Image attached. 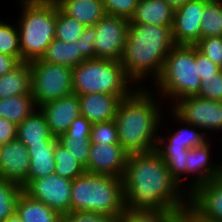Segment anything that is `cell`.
Returning a JSON list of instances; mask_svg holds the SVG:
<instances>
[{
	"instance_id": "12",
	"label": "cell",
	"mask_w": 222,
	"mask_h": 222,
	"mask_svg": "<svg viewBox=\"0 0 222 222\" xmlns=\"http://www.w3.org/2000/svg\"><path fill=\"white\" fill-rule=\"evenodd\" d=\"M188 212L198 222H222V173L188 194Z\"/></svg>"
},
{
	"instance_id": "47",
	"label": "cell",
	"mask_w": 222,
	"mask_h": 222,
	"mask_svg": "<svg viewBox=\"0 0 222 222\" xmlns=\"http://www.w3.org/2000/svg\"><path fill=\"white\" fill-rule=\"evenodd\" d=\"M174 10L182 7L188 0H165Z\"/></svg>"
},
{
	"instance_id": "4",
	"label": "cell",
	"mask_w": 222,
	"mask_h": 222,
	"mask_svg": "<svg viewBox=\"0 0 222 222\" xmlns=\"http://www.w3.org/2000/svg\"><path fill=\"white\" fill-rule=\"evenodd\" d=\"M98 212L117 220L125 211L122 178L84 172L72 182L71 212Z\"/></svg>"
},
{
	"instance_id": "7",
	"label": "cell",
	"mask_w": 222,
	"mask_h": 222,
	"mask_svg": "<svg viewBox=\"0 0 222 222\" xmlns=\"http://www.w3.org/2000/svg\"><path fill=\"white\" fill-rule=\"evenodd\" d=\"M73 93L129 95L136 85L126 76L120 61L89 59L73 67Z\"/></svg>"
},
{
	"instance_id": "27",
	"label": "cell",
	"mask_w": 222,
	"mask_h": 222,
	"mask_svg": "<svg viewBox=\"0 0 222 222\" xmlns=\"http://www.w3.org/2000/svg\"><path fill=\"white\" fill-rule=\"evenodd\" d=\"M41 60L73 68L86 59L80 51L79 39L71 43L54 39L46 48Z\"/></svg>"
},
{
	"instance_id": "19",
	"label": "cell",
	"mask_w": 222,
	"mask_h": 222,
	"mask_svg": "<svg viewBox=\"0 0 222 222\" xmlns=\"http://www.w3.org/2000/svg\"><path fill=\"white\" fill-rule=\"evenodd\" d=\"M175 10L165 0H138L130 23L173 26Z\"/></svg>"
},
{
	"instance_id": "35",
	"label": "cell",
	"mask_w": 222,
	"mask_h": 222,
	"mask_svg": "<svg viewBox=\"0 0 222 222\" xmlns=\"http://www.w3.org/2000/svg\"><path fill=\"white\" fill-rule=\"evenodd\" d=\"M57 139L86 170L91 147L90 137L67 136L64 133Z\"/></svg>"
},
{
	"instance_id": "30",
	"label": "cell",
	"mask_w": 222,
	"mask_h": 222,
	"mask_svg": "<svg viewBox=\"0 0 222 222\" xmlns=\"http://www.w3.org/2000/svg\"><path fill=\"white\" fill-rule=\"evenodd\" d=\"M222 36V0H210L201 21V38Z\"/></svg>"
},
{
	"instance_id": "33",
	"label": "cell",
	"mask_w": 222,
	"mask_h": 222,
	"mask_svg": "<svg viewBox=\"0 0 222 222\" xmlns=\"http://www.w3.org/2000/svg\"><path fill=\"white\" fill-rule=\"evenodd\" d=\"M0 19V53L15 57L21 62L19 30L15 25Z\"/></svg>"
},
{
	"instance_id": "24",
	"label": "cell",
	"mask_w": 222,
	"mask_h": 222,
	"mask_svg": "<svg viewBox=\"0 0 222 222\" xmlns=\"http://www.w3.org/2000/svg\"><path fill=\"white\" fill-rule=\"evenodd\" d=\"M16 212L23 222H59L62 215L26 194L23 190L19 195Z\"/></svg>"
},
{
	"instance_id": "32",
	"label": "cell",
	"mask_w": 222,
	"mask_h": 222,
	"mask_svg": "<svg viewBox=\"0 0 222 222\" xmlns=\"http://www.w3.org/2000/svg\"><path fill=\"white\" fill-rule=\"evenodd\" d=\"M23 188L14 181L0 178V222L16 212V205Z\"/></svg>"
},
{
	"instance_id": "9",
	"label": "cell",
	"mask_w": 222,
	"mask_h": 222,
	"mask_svg": "<svg viewBox=\"0 0 222 222\" xmlns=\"http://www.w3.org/2000/svg\"><path fill=\"white\" fill-rule=\"evenodd\" d=\"M170 102V113L173 112L182 122L196 126L206 134L222 131V101L188 96Z\"/></svg>"
},
{
	"instance_id": "3",
	"label": "cell",
	"mask_w": 222,
	"mask_h": 222,
	"mask_svg": "<svg viewBox=\"0 0 222 222\" xmlns=\"http://www.w3.org/2000/svg\"><path fill=\"white\" fill-rule=\"evenodd\" d=\"M174 46L172 26L130 23L120 59L126 76L136 87L146 86L141 82L147 77L155 82Z\"/></svg>"
},
{
	"instance_id": "13",
	"label": "cell",
	"mask_w": 222,
	"mask_h": 222,
	"mask_svg": "<svg viewBox=\"0 0 222 222\" xmlns=\"http://www.w3.org/2000/svg\"><path fill=\"white\" fill-rule=\"evenodd\" d=\"M210 0H188L175 10L172 37L175 45H195L201 39V21Z\"/></svg>"
},
{
	"instance_id": "20",
	"label": "cell",
	"mask_w": 222,
	"mask_h": 222,
	"mask_svg": "<svg viewBox=\"0 0 222 222\" xmlns=\"http://www.w3.org/2000/svg\"><path fill=\"white\" fill-rule=\"evenodd\" d=\"M16 138L26 147L28 145L51 144L56 139L51 134L45 115L39 108L17 126Z\"/></svg>"
},
{
	"instance_id": "50",
	"label": "cell",
	"mask_w": 222,
	"mask_h": 222,
	"mask_svg": "<svg viewBox=\"0 0 222 222\" xmlns=\"http://www.w3.org/2000/svg\"><path fill=\"white\" fill-rule=\"evenodd\" d=\"M219 70L222 72V60L221 63L219 64Z\"/></svg>"
},
{
	"instance_id": "42",
	"label": "cell",
	"mask_w": 222,
	"mask_h": 222,
	"mask_svg": "<svg viewBox=\"0 0 222 222\" xmlns=\"http://www.w3.org/2000/svg\"><path fill=\"white\" fill-rule=\"evenodd\" d=\"M196 65H198L199 76L201 80H209L215 77L219 71V66L213 63L209 58L199 52L196 48Z\"/></svg>"
},
{
	"instance_id": "23",
	"label": "cell",
	"mask_w": 222,
	"mask_h": 222,
	"mask_svg": "<svg viewBox=\"0 0 222 222\" xmlns=\"http://www.w3.org/2000/svg\"><path fill=\"white\" fill-rule=\"evenodd\" d=\"M16 95H31L29 62H20L11 71L0 76V99Z\"/></svg>"
},
{
	"instance_id": "37",
	"label": "cell",
	"mask_w": 222,
	"mask_h": 222,
	"mask_svg": "<svg viewBox=\"0 0 222 222\" xmlns=\"http://www.w3.org/2000/svg\"><path fill=\"white\" fill-rule=\"evenodd\" d=\"M194 46L219 66L222 60V36L201 38Z\"/></svg>"
},
{
	"instance_id": "22",
	"label": "cell",
	"mask_w": 222,
	"mask_h": 222,
	"mask_svg": "<svg viewBox=\"0 0 222 222\" xmlns=\"http://www.w3.org/2000/svg\"><path fill=\"white\" fill-rule=\"evenodd\" d=\"M56 138L51 144L28 145L30 169L27 179L21 184L23 188L30 180L39 179L55 172L54 149Z\"/></svg>"
},
{
	"instance_id": "43",
	"label": "cell",
	"mask_w": 222,
	"mask_h": 222,
	"mask_svg": "<svg viewBox=\"0 0 222 222\" xmlns=\"http://www.w3.org/2000/svg\"><path fill=\"white\" fill-rule=\"evenodd\" d=\"M92 123L83 116L75 118L67 129V136L90 137Z\"/></svg>"
},
{
	"instance_id": "15",
	"label": "cell",
	"mask_w": 222,
	"mask_h": 222,
	"mask_svg": "<svg viewBox=\"0 0 222 222\" xmlns=\"http://www.w3.org/2000/svg\"><path fill=\"white\" fill-rule=\"evenodd\" d=\"M30 157L27 147L13 139L0 146V178L21 185L28 177Z\"/></svg>"
},
{
	"instance_id": "34",
	"label": "cell",
	"mask_w": 222,
	"mask_h": 222,
	"mask_svg": "<svg viewBox=\"0 0 222 222\" xmlns=\"http://www.w3.org/2000/svg\"><path fill=\"white\" fill-rule=\"evenodd\" d=\"M178 214L173 210H125L118 222H171Z\"/></svg>"
},
{
	"instance_id": "5",
	"label": "cell",
	"mask_w": 222,
	"mask_h": 222,
	"mask_svg": "<svg viewBox=\"0 0 222 222\" xmlns=\"http://www.w3.org/2000/svg\"><path fill=\"white\" fill-rule=\"evenodd\" d=\"M17 27L21 62L41 59L55 39L56 3L54 0H21Z\"/></svg>"
},
{
	"instance_id": "8",
	"label": "cell",
	"mask_w": 222,
	"mask_h": 222,
	"mask_svg": "<svg viewBox=\"0 0 222 222\" xmlns=\"http://www.w3.org/2000/svg\"><path fill=\"white\" fill-rule=\"evenodd\" d=\"M31 95L37 108L73 93V68L36 59L29 62Z\"/></svg>"
},
{
	"instance_id": "6",
	"label": "cell",
	"mask_w": 222,
	"mask_h": 222,
	"mask_svg": "<svg viewBox=\"0 0 222 222\" xmlns=\"http://www.w3.org/2000/svg\"><path fill=\"white\" fill-rule=\"evenodd\" d=\"M160 98L177 101L184 97L196 96L201 86L196 47L175 45L168 53L160 76L153 83Z\"/></svg>"
},
{
	"instance_id": "39",
	"label": "cell",
	"mask_w": 222,
	"mask_h": 222,
	"mask_svg": "<svg viewBox=\"0 0 222 222\" xmlns=\"http://www.w3.org/2000/svg\"><path fill=\"white\" fill-rule=\"evenodd\" d=\"M196 96L208 100L222 101V72L219 70L215 73V77L209 80H201V86Z\"/></svg>"
},
{
	"instance_id": "21",
	"label": "cell",
	"mask_w": 222,
	"mask_h": 222,
	"mask_svg": "<svg viewBox=\"0 0 222 222\" xmlns=\"http://www.w3.org/2000/svg\"><path fill=\"white\" fill-rule=\"evenodd\" d=\"M58 8L87 26L95 25L105 15L102 0H54Z\"/></svg>"
},
{
	"instance_id": "36",
	"label": "cell",
	"mask_w": 222,
	"mask_h": 222,
	"mask_svg": "<svg viewBox=\"0 0 222 222\" xmlns=\"http://www.w3.org/2000/svg\"><path fill=\"white\" fill-rule=\"evenodd\" d=\"M90 141L96 144H119L115 120L92 124Z\"/></svg>"
},
{
	"instance_id": "26",
	"label": "cell",
	"mask_w": 222,
	"mask_h": 222,
	"mask_svg": "<svg viewBox=\"0 0 222 222\" xmlns=\"http://www.w3.org/2000/svg\"><path fill=\"white\" fill-rule=\"evenodd\" d=\"M170 115H172L171 119L174 118L173 121L175 120V122H179V124L181 123L180 125H185V127L178 128L174 133H168L167 138L159 134L157 145H178L190 149L195 146H201L209 140L210 136L208 137L203 130L182 122L173 112Z\"/></svg>"
},
{
	"instance_id": "10",
	"label": "cell",
	"mask_w": 222,
	"mask_h": 222,
	"mask_svg": "<svg viewBox=\"0 0 222 222\" xmlns=\"http://www.w3.org/2000/svg\"><path fill=\"white\" fill-rule=\"evenodd\" d=\"M72 180L51 174L43 178L30 180L23 191L30 197L66 216L71 212Z\"/></svg>"
},
{
	"instance_id": "41",
	"label": "cell",
	"mask_w": 222,
	"mask_h": 222,
	"mask_svg": "<svg viewBox=\"0 0 222 222\" xmlns=\"http://www.w3.org/2000/svg\"><path fill=\"white\" fill-rule=\"evenodd\" d=\"M65 217L70 222H118L114 216L98 212L73 211Z\"/></svg>"
},
{
	"instance_id": "14",
	"label": "cell",
	"mask_w": 222,
	"mask_h": 222,
	"mask_svg": "<svg viewBox=\"0 0 222 222\" xmlns=\"http://www.w3.org/2000/svg\"><path fill=\"white\" fill-rule=\"evenodd\" d=\"M129 153L120 144L91 143L88 173L123 178Z\"/></svg>"
},
{
	"instance_id": "2",
	"label": "cell",
	"mask_w": 222,
	"mask_h": 222,
	"mask_svg": "<svg viewBox=\"0 0 222 222\" xmlns=\"http://www.w3.org/2000/svg\"><path fill=\"white\" fill-rule=\"evenodd\" d=\"M146 88L149 87H136L127 97L120 100L116 111L114 120L119 144L129 154L154 151L158 131H161L159 127L163 122V110L160 109L164 106L163 98L161 100L157 97V101L154 91Z\"/></svg>"
},
{
	"instance_id": "45",
	"label": "cell",
	"mask_w": 222,
	"mask_h": 222,
	"mask_svg": "<svg viewBox=\"0 0 222 222\" xmlns=\"http://www.w3.org/2000/svg\"><path fill=\"white\" fill-rule=\"evenodd\" d=\"M19 63L15 57L0 53V76L11 71Z\"/></svg>"
},
{
	"instance_id": "31",
	"label": "cell",
	"mask_w": 222,
	"mask_h": 222,
	"mask_svg": "<svg viewBox=\"0 0 222 222\" xmlns=\"http://www.w3.org/2000/svg\"><path fill=\"white\" fill-rule=\"evenodd\" d=\"M85 28L80 21L64 14L56 4L55 39L66 43L76 42Z\"/></svg>"
},
{
	"instance_id": "11",
	"label": "cell",
	"mask_w": 222,
	"mask_h": 222,
	"mask_svg": "<svg viewBox=\"0 0 222 222\" xmlns=\"http://www.w3.org/2000/svg\"><path fill=\"white\" fill-rule=\"evenodd\" d=\"M129 24L126 18L106 14L94 25L97 31L93 39L96 58L120 61Z\"/></svg>"
},
{
	"instance_id": "1",
	"label": "cell",
	"mask_w": 222,
	"mask_h": 222,
	"mask_svg": "<svg viewBox=\"0 0 222 222\" xmlns=\"http://www.w3.org/2000/svg\"><path fill=\"white\" fill-rule=\"evenodd\" d=\"M122 181L125 210L188 211V193L172 178L155 150L129 154Z\"/></svg>"
},
{
	"instance_id": "16",
	"label": "cell",
	"mask_w": 222,
	"mask_h": 222,
	"mask_svg": "<svg viewBox=\"0 0 222 222\" xmlns=\"http://www.w3.org/2000/svg\"><path fill=\"white\" fill-rule=\"evenodd\" d=\"M45 115L51 134L58 138L70 127L80 114V100L77 94L59 98L39 107Z\"/></svg>"
},
{
	"instance_id": "48",
	"label": "cell",
	"mask_w": 222,
	"mask_h": 222,
	"mask_svg": "<svg viewBox=\"0 0 222 222\" xmlns=\"http://www.w3.org/2000/svg\"><path fill=\"white\" fill-rule=\"evenodd\" d=\"M2 222H23L20 218V216L17 214V212H15L14 214H12L10 217H8L7 219H5Z\"/></svg>"
},
{
	"instance_id": "28",
	"label": "cell",
	"mask_w": 222,
	"mask_h": 222,
	"mask_svg": "<svg viewBox=\"0 0 222 222\" xmlns=\"http://www.w3.org/2000/svg\"><path fill=\"white\" fill-rule=\"evenodd\" d=\"M37 109L32 95H16L0 99V117L18 126Z\"/></svg>"
},
{
	"instance_id": "46",
	"label": "cell",
	"mask_w": 222,
	"mask_h": 222,
	"mask_svg": "<svg viewBox=\"0 0 222 222\" xmlns=\"http://www.w3.org/2000/svg\"><path fill=\"white\" fill-rule=\"evenodd\" d=\"M171 222H198L188 211L178 214Z\"/></svg>"
},
{
	"instance_id": "25",
	"label": "cell",
	"mask_w": 222,
	"mask_h": 222,
	"mask_svg": "<svg viewBox=\"0 0 222 222\" xmlns=\"http://www.w3.org/2000/svg\"><path fill=\"white\" fill-rule=\"evenodd\" d=\"M155 151L164 160L172 178L186 192L183 184L187 178L188 149L178 145H156Z\"/></svg>"
},
{
	"instance_id": "44",
	"label": "cell",
	"mask_w": 222,
	"mask_h": 222,
	"mask_svg": "<svg viewBox=\"0 0 222 222\" xmlns=\"http://www.w3.org/2000/svg\"><path fill=\"white\" fill-rule=\"evenodd\" d=\"M17 126L7 119L0 117V146L16 139Z\"/></svg>"
},
{
	"instance_id": "49",
	"label": "cell",
	"mask_w": 222,
	"mask_h": 222,
	"mask_svg": "<svg viewBox=\"0 0 222 222\" xmlns=\"http://www.w3.org/2000/svg\"><path fill=\"white\" fill-rule=\"evenodd\" d=\"M59 222H70V221L65 216H63Z\"/></svg>"
},
{
	"instance_id": "38",
	"label": "cell",
	"mask_w": 222,
	"mask_h": 222,
	"mask_svg": "<svg viewBox=\"0 0 222 222\" xmlns=\"http://www.w3.org/2000/svg\"><path fill=\"white\" fill-rule=\"evenodd\" d=\"M102 3L106 14L130 20L138 0H102Z\"/></svg>"
},
{
	"instance_id": "40",
	"label": "cell",
	"mask_w": 222,
	"mask_h": 222,
	"mask_svg": "<svg viewBox=\"0 0 222 222\" xmlns=\"http://www.w3.org/2000/svg\"><path fill=\"white\" fill-rule=\"evenodd\" d=\"M97 31L94 25L87 26L80 35L79 47L86 60L97 59L93 46V39L96 37Z\"/></svg>"
},
{
	"instance_id": "18",
	"label": "cell",
	"mask_w": 222,
	"mask_h": 222,
	"mask_svg": "<svg viewBox=\"0 0 222 222\" xmlns=\"http://www.w3.org/2000/svg\"><path fill=\"white\" fill-rule=\"evenodd\" d=\"M127 96L106 93L79 95L80 114L92 124L113 120L120 100Z\"/></svg>"
},
{
	"instance_id": "29",
	"label": "cell",
	"mask_w": 222,
	"mask_h": 222,
	"mask_svg": "<svg viewBox=\"0 0 222 222\" xmlns=\"http://www.w3.org/2000/svg\"><path fill=\"white\" fill-rule=\"evenodd\" d=\"M55 174L60 177L74 180L85 172V168L80 165L76 158L62 144L55 142L54 149Z\"/></svg>"
},
{
	"instance_id": "17",
	"label": "cell",
	"mask_w": 222,
	"mask_h": 222,
	"mask_svg": "<svg viewBox=\"0 0 222 222\" xmlns=\"http://www.w3.org/2000/svg\"><path fill=\"white\" fill-rule=\"evenodd\" d=\"M211 147L212 143L208 140L201 146L188 149L187 178H193L186 187L188 194L200 184L206 183L222 173V162L221 164L216 162L214 165L211 161L213 158Z\"/></svg>"
}]
</instances>
